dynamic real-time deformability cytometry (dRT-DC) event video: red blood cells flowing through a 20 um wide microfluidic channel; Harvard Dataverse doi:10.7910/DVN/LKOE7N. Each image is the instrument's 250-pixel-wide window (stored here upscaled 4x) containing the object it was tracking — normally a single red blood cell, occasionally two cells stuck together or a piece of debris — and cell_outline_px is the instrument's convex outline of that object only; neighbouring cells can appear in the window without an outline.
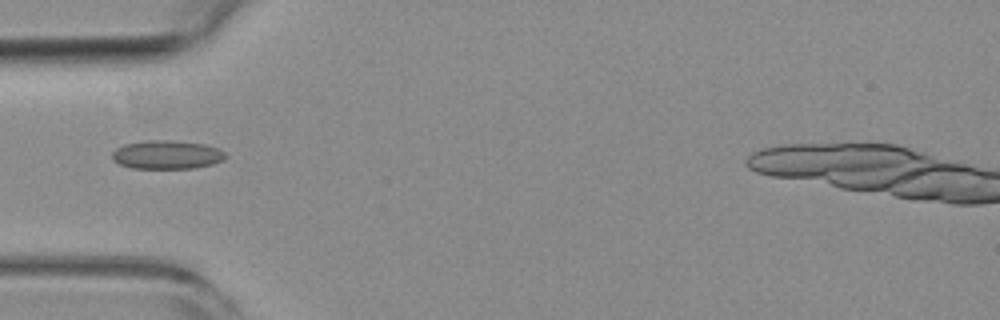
{"species": "common noctule bat (a hibernating species)", "species_latin": "Nyctalus noctula", "temperature_condition": "room temperature", "stored_images_in_passage": 7, "camera_frame_rate_fps": 3000, "um_per_image_px": 0.085, "animal": {"sex": "female", "body_mass_g": 19.3, "forearm_length_mm": 54.1}, "frame": {"image": 1, "passage_image": 6, "time_ms": 5.667, "image_size_px": [1000, 320], "cell_outline_px": [[228, 156], [224, 160], [212, 164], [196, 168], [132, 168], [120, 164], [112, 160], [112, 152], [116, 148], [124, 144], [144, 140], [172, 140], [204, 144], [216, 148], [224, 152]], "centroid_in_image_um": [14.17, 13.15], "position_along_channel_um": 70.8, "area_um2": 19.02}}
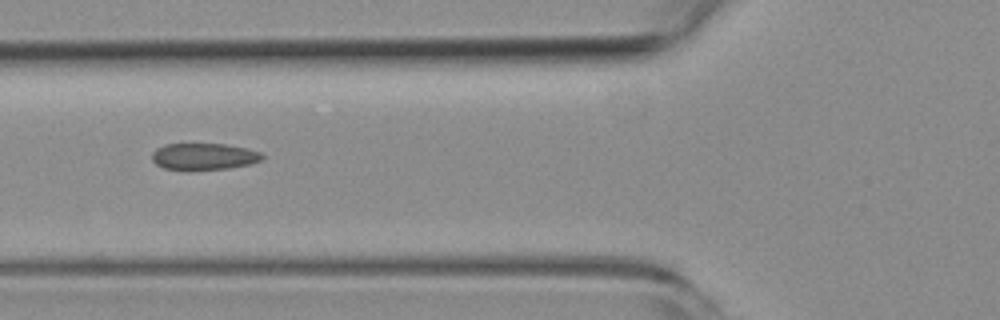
{"frame": {"image": 2, "passage_image": 7, "time_ms": 6.667, "image_size_px": [1000, 320], "cell_outline_px": [[264, 156], [260, 160], [248, 164], [228, 168], [164, 168], [156, 164], [152, 160], [152, 152], [156, 148], [164, 144], [224, 144], [244, 148], [260, 152]], "centroid_in_image_um": [17.3, 13.27], "position_along_channel_um": 108.5, "area_um2": 16.47}}